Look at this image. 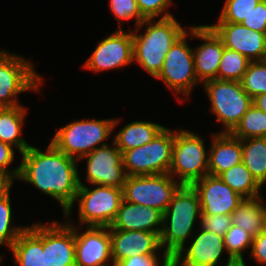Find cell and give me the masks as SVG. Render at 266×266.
I'll return each instance as SVG.
<instances>
[{
    "instance_id": "obj_1",
    "label": "cell",
    "mask_w": 266,
    "mask_h": 266,
    "mask_svg": "<svg viewBox=\"0 0 266 266\" xmlns=\"http://www.w3.org/2000/svg\"><path fill=\"white\" fill-rule=\"evenodd\" d=\"M18 179L54 198L69 218L79 189L78 160L58 150L51 142L42 152L30 146L21 154Z\"/></svg>"
},
{
    "instance_id": "obj_2",
    "label": "cell",
    "mask_w": 266,
    "mask_h": 266,
    "mask_svg": "<svg viewBox=\"0 0 266 266\" xmlns=\"http://www.w3.org/2000/svg\"><path fill=\"white\" fill-rule=\"evenodd\" d=\"M198 215V216H197ZM202 215L200 199L192 185H181L163 213L160 232L163 254L172 258L185 247L187 238L194 235L195 221Z\"/></svg>"
},
{
    "instance_id": "obj_3",
    "label": "cell",
    "mask_w": 266,
    "mask_h": 266,
    "mask_svg": "<svg viewBox=\"0 0 266 266\" xmlns=\"http://www.w3.org/2000/svg\"><path fill=\"white\" fill-rule=\"evenodd\" d=\"M154 20L146 19L132 31L133 61H136L153 78L162 69L166 53L186 32L174 16L159 18L156 22ZM145 24L148 26L145 27L144 34H139V29Z\"/></svg>"
},
{
    "instance_id": "obj_4",
    "label": "cell",
    "mask_w": 266,
    "mask_h": 266,
    "mask_svg": "<svg viewBox=\"0 0 266 266\" xmlns=\"http://www.w3.org/2000/svg\"><path fill=\"white\" fill-rule=\"evenodd\" d=\"M119 122L120 120L112 118L73 121L59 128L51 143L67 156L79 160L107 144L104 140L111 135Z\"/></svg>"
},
{
    "instance_id": "obj_5",
    "label": "cell",
    "mask_w": 266,
    "mask_h": 266,
    "mask_svg": "<svg viewBox=\"0 0 266 266\" xmlns=\"http://www.w3.org/2000/svg\"><path fill=\"white\" fill-rule=\"evenodd\" d=\"M175 130L164 128L143 146L122 154L127 176L168 174L172 162Z\"/></svg>"
},
{
    "instance_id": "obj_6",
    "label": "cell",
    "mask_w": 266,
    "mask_h": 266,
    "mask_svg": "<svg viewBox=\"0 0 266 266\" xmlns=\"http://www.w3.org/2000/svg\"><path fill=\"white\" fill-rule=\"evenodd\" d=\"M204 140L195 132L175 131L169 174L181 185H192L208 175V156ZM175 176V177H174Z\"/></svg>"
},
{
    "instance_id": "obj_7",
    "label": "cell",
    "mask_w": 266,
    "mask_h": 266,
    "mask_svg": "<svg viewBox=\"0 0 266 266\" xmlns=\"http://www.w3.org/2000/svg\"><path fill=\"white\" fill-rule=\"evenodd\" d=\"M211 103V111L224 131L231 133L253 104V99L243 89L241 82L213 79L203 83Z\"/></svg>"
},
{
    "instance_id": "obj_8",
    "label": "cell",
    "mask_w": 266,
    "mask_h": 266,
    "mask_svg": "<svg viewBox=\"0 0 266 266\" xmlns=\"http://www.w3.org/2000/svg\"><path fill=\"white\" fill-rule=\"evenodd\" d=\"M94 189L82 183L79 177V189L75 201L79 203V221L81 225L109 227L117 216L123 200V190L104 185Z\"/></svg>"
},
{
    "instance_id": "obj_9",
    "label": "cell",
    "mask_w": 266,
    "mask_h": 266,
    "mask_svg": "<svg viewBox=\"0 0 266 266\" xmlns=\"http://www.w3.org/2000/svg\"><path fill=\"white\" fill-rule=\"evenodd\" d=\"M41 84L32 62L0 50V108L21 105L16 96L27 90L37 92Z\"/></svg>"
},
{
    "instance_id": "obj_10",
    "label": "cell",
    "mask_w": 266,
    "mask_h": 266,
    "mask_svg": "<svg viewBox=\"0 0 266 266\" xmlns=\"http://www.w3.org/2000/svg\"><path fill=\"white\" fill-rule=\"evenodd\" d=\"M181 184L168 174L127 176L123 185V200L155 208L162 213Z\"/></svg>"
},
{
    "instance_id": "obj_11",
    "label": "cell",
    "mask_w": 266,
    "mask_h": 266,
    "mask_svg": "<svg viewBox=\"0 0 266 266\" xmlns=\"http://www.w3.org/2000/svg\"><path fill=\"white\" fill-rule=\"evenodd\" d=\"M186 31L166 53L162 69L155 77L162 80L176 94L190 95L198 81L195 73L193 49L187 42Z\"/></svg>"
},
{
    "instance_id": "obj_12",
    "label": "cell",
    "mask_w": 266,
    "mask_h": 266,
    "mask_svg": "<svg viewBox=\"0 0 266 266\" xmlns=\"http://www.w3.org/2000/svg\"><path fill=\"white\" fill-rule=\"evenodd\" d=\"M109 144L100 146L83 156L87 158L86 180L91 185H104L123 189L127 174L123 165L122 152L116 146Z\"/></svg>"
},
{
    "instance_id": "obj_13",
    "label": "cell",
    "mask_w": 266,
    "mask_h": 266,
    "mask_svg": "<svg viewBox=\"0 0 266 266\" xmlns=\"http://www.w3.org/2000/svg\"><path fill=\"white\" fill-rule=\"evenodd\" d=\"M119 25V30L100 41L83 67L93 72L124 68L133 61V35Z\"/></svg>"
},
{
    "instance_id": "obj_14",
    "label": "cell",
    "mask_w": 266,
    "mask_h": 266,
    "mask_svg": "<svg viewBox=\"0 0 266 266\" xmlns=\"http://www.w3.org/2000/svg\"><path fill=\"white\" fill-rule=\"evenodd\" d=\"M222 40L225 48L243 54L250 61L266 60V34L250 30L241 23L217 22L208 25Z\"/></svg>"
},
{
    "instance_id": "obj_15",
    "label": "cell",
    "mask_w": 266,
    "mask_h": 266,
    "mask_svg": "<svg viewBox=\"0 0 266 266\" xmlns=\"http://www.w3.org/2000/svg\"><path fill=\"white\" fill-rule=\"evenodd\" d=\"M192 186L198 193L202 215H231L244 199L219 176L205 175Z\"/></svg>"
},
{
    "instance_id": "obj_16",
    "label": "cell",
    "mask_w": 266,
    "mask_h": 266,
    "mask_svg": "<svg viewBox=\"0 0 266 266\" xmlns=\"http://www.w3.org/2000/svg\"><path fill=\"white\" fill-rule=\"evenodd\" d=\"M66 220L64 224L57 221L43 224L45 266H76L75 227L71 219Z\"/></svg>"
},
{
    "instance_id": "obj_17",
    "label": "cell",
    "mask_w": 266,
    "mask_h": 266,
    "mask_svg": "<svg viewBox=\"0 0 266 266\" xmlns=\"http://www.w3.org/2000/svg\"><path fill=\"white\" fill-rule=\"evenodd\" d=\"M79 229L75 227L76 266H110L107 264L112 261L109 227L87 226L83 233Z\"/></svg>"
},
{
    "instance_id": "obj_18",
    "label": "cell",
    "mask_w": 266,
    "mask_h": 266,
    "mask_svg": "<svg viewBox=\"0 0 266 266\" xmlns=\"http://www.w3.org/2000/svg\"><path fill=\"white\" fill-rule=\"evenodd\" d=\"M224 251V237L200 228L188 248L179 250L171 263L172 266H218Z\"/></svg>"
},
{
    "instance_id": "obj_19",
    "label": "cell",
    "mask_w": 266,
    "mask_h": 266,
    "mask_svg": "<svg viewBox=\"0 0 266 266\" xmlns=\"http://www.w3.org/2000/svg\"><path fill=\"white\" fill-rule=\"evenodd\" d=\"M190 39L195 37L205 42L193 50L195 73L198 81L217 79V72L220 66V60L224 51L222 40L208 25H197L189 28Z\"/></svg>"
},
{
    "instance_id": "obj_20",
    "label": "cell",
    "mask_w": 266,
    "mask_h": 266,
    "mask_svg": "<svg viewBox=\"0 0 266 266\" xmlns=\"http://www.w3.org/2000/svg\"><path fill=\"white\" fill-rule=\"evenodd\" d=\"M112 265L142 254H157L162 250L160 235L149 231L110 230Z\"/></svg>"
},
{
    "instance_id": "obj_21",
    "label": "cell",
    "mask_w": 266,
    "mask_h": 266,
    "mask_svg": "<svg viewBox=\"0 0 266 266\" xmlns=\"http://www.w3.org/2000/svg\"><path fill=\"white\" fill-rule=\"evenodd\" d=\"M163 213L155 208L122 200L109 230L149 231L160 235Z\"/></svg>"
},
{
    "instance_id": "obj_22",
    "label": "cell",
    "mask_w": 266,
    "mask_h": 266,
    "mask_svg": "<svg viewBox=\"0 0 266 266\" xmlns=\"http://www.w3.org/2000/svg\"><path fill=\"white\" fill-rule=\"evenodd\" d=\"M212 136L208 151V174L219 176L242 162V140L228 132L213 133Z\"/></svg>"
},
{
    "instance_id": "obj_23",
    "label": "cell",
    "mask_w": 266,
    "mask_h": 266,
    "mask_svg": "<svg viewBox=\"0 0 266 266\" xmlns=\"http://www.w3.org/2000/svg\"><path fill=\"white\" fill-rule=\"evenodd\" d=\"M15 257V265L45 266V251H43V224H33L19 234L10 247Z\"/></svg>"
},
{
    "instance_id": "obj_24",
    "label": "cell",
    "mask_w": 266,
    "mask_h": 266,
    "mask_svg": "<svg viewBox=\"0 0 266 266\" xmlns=\"http://www.w3.org/2000/svg\"><path fill=\"white\" fill-rule=\"evenodd\" d=\"M26 112L22 105L0 108V141L16 147L20 154L31 146L21 136Z\"/></svg>"
},
{
    "instance_id": "obj_25",
    "label": "cell",
    "mask_w": 266,
    "mask_h": 266,
    "mask_svg": "<svg viewBox=\"0 0 266 266\" xmlns=\"http://www.w3.org/2000/svg\"><path fill=\"white\" fill-rule=\"evenodd\" d=\"M265 213L266 206L262 197L244 198L231 214L232 224L254 237L265 232Z\"/></svg>"
},
{
    "instance_id": "obj_26",
    "label": "cell",
    "mask_w": 266,
    "mask_h": 266,
    "mask_svg": "<svg viewBox=\"0 0 266 266\" xmlns=\"http://www.w3.org/2000/svg\"><path fill=\"white\" fill-rule=\"evenodd\" d=\"M165 126L149 121H133L126 124L114 137L113 141L122 154L152 141Z\"/></svg>"
},
{
    "instance_id": "obj_27",
    "label": "cell",
    "mask_w": 266,
    "mask_h": 266,
    "mask_svg": "<svg viewBox=\"0 0 266 266\" xmlns=\"http://www.w3.org/2000/svg\"><path fill=\"white\" fill-rule=\"evenodd\" d=\"M220 179L243 198L261 197L259 183L241 162L219 175Z\"/></svg>"
},
{
    "instance_id": "obj_28",
    "label": "cell",
    "mask_w": 266,
    "mask_h": 266,
    "mask_svg": "<svg viewBox=\"0 0 266 266\" xmlns=\"http://www.w3.org/2000/svg\"><path fill=\"white\" fill-rule=\"evenodd\" d=\"M242 162L259 183L266 174V137L242 140Z\"/></svg>"
},
{
    "instance_id": "obj_29",
    "label": "cell",
    "mask_w": 266,
    "mask_h": 266,
    "mask_svg": "<svg viewBox=\"0 0 266 266\" xmlns=\"http://www.w3.org/2000/svg\"><path fill=\"white\" fill-rule=\"evenodd\" d=\"M231 133L241 140L266 137V113L252 104Z\"/></svg>"
},
{
    "instance_id": "obj_30",
    "label": "cell",
    "mask_w": 266,
    "mask_h": 266,
    "mask_svg": "<svg viewBox=\"0 0 266 266\" xmlns=\"http://www.w3.org/2000/svg\"><path fill=\"white\" fill-rule=\"evenodd\" d=\"M250 62L243 54L229 48H224L217 72V79L241 82Z\"/></svg>"
},
{
    "instance_id": "obj_31",
    "label": "cell",
    "mask_w": 266,
    "mask_h": 266,
    "mask_svg": "<svg viewBox=\"0 0 266 266\" xmlns=\"http://www.w3.org/2000/svg\"><path fill=\"white\" fill-rule=\"evenodd\" d=\"M253 236L242 229L232 224L231 228L224 235V246L228 254L227 264L233 260L243 261V252L251 248Z\"/></svg>"
},
{
    "instance_id": "obj_32",
    "label": "cell",
    "mask_w": 266,
    "mask_h": 266,
    "mask_svg": "<svg viewBox=\"0 0 266 266\" xmlns=\"http://www.w3.org/2000/svg\"><path fill=\"white\" fill-rule=\"evenodd\" d=\"M241 84L252 99L266 93V60L251 61Z\"/></svg>"
},
{
    "instance_id": "obj_33",
    "label": "cell",
    "mask_w": 266,
    "mask_h": 266,
    "mask_svg": "<svg viewBox=\"0 0 266 266\" xmlns=\"http://www.w3.org/2000/svg\"><path fill=\"white\" fill-rule=\"evenodd\" d=\"M12 209L10 204V192L0 199V246L5 244L9 247L13 245L19 234L26 228L25 226H15L12 223Z\"/></svg>"
},
{
    "instance_id": "obj_34",
    "label": "cell",
    "mask_w": 266,
    "mask_h": 266,
    "mask_svg": "<svg viewBox=\"0 0 266 266\" xmlns=\"http://www.w3.org/2000/svg\"><path fill=\"white\" fill-rule=\"evenodd\" d=\"M261 0H225L218 22L241 23Z\"/></svg>"
},
{
    "instance_id": "obj_35",
    "label": "cell",
    "mask_w": 266,
    "mask_h": 266,
    "mask_svg": "<svg viewBox=\"0 0 266 266\" xmlns=\"http://www.w3.org/2000/svg\"><path fill=\"white\" fill-rule=\"evenodd\" d=\"M109 7L118 23H122L121 20L135 18V27H137L146 20L141 15L136 0H110Z\"/></svg>"
},
{
    "instance_id": "obj_36",
    "label": "cell",
    "mask_w": 266,
    "mask_h": 266,
    "mask_svg": "<svg viewBox=\"0 0 266 266\" xmlns=\"http://www.w3.org/2000/svg\"><path fill=\"white\" fill-rule=\"evenodd\" d=\"M138 9L145 19H154L161 15V18L172 17L165 12L172 5V0H136Z\"/></svg>"
},
{
    "instance_id": "obj_37",
    "label": "cell",
    "mask_w": 266,
    "mask_h": 266,
    "mask_svg": "<svg viewBox=\"0 0 266 266\" xmlns=\"http://www.w3.org/2000/svg\"><path fill=\"white\" fill-rule=\"evenodd\" d=\"M199 223L200 228L224 237L232 226V216L225 214L201 215Z\"/></svg>"
},
{
    "instance_id": "obj_38",
    "label": "cell",
    "mask_w": 266,
    "mask_h": 266,
    "mask_svg": "<svg viewBox=\"0 0 266 266\" xmlns=\"http://www.w3.org/2000/svg\"><path fill=\"white\" fill-rule=\"evenodd\" d=\"M114 266H172V263L167 254L162 255L161 263L157 254H142L120 260Z\"/></svg>"
},
{
    "instance_id": "obj_39",
    "label": "cell",
    "mask_w": 266,
    "mask_h": 266,
    "mask_svg": "<svg viewBox=\"0 0 266 266\" xmlns=\"http://www.w3.org/2000/svg\"><path fill=\"white\" fill-rule=\"evenodd\" d=\"M241 24L250 30L266 34V0H261Z\"/></svg>"
},
{
    "instance_id": "obj_40",
    "label": "cell",
    "mask_w": 266,
    "mask_h": 266,
    "mask_svg": "<svg viewBox=\"0 0 266 266\" xmlns=\"http://www.w3.org/2000/svg\"><path fill=\"white\" fill-rule=\"evenodd\" d=\"M14 154V148L11 145L0 141V173L16 180L19 176L20 166L10 171L8 168V166L14 161Z\"/></svg>"
},
{
    "instance_id": "obj_41",
    "label": "cell",
    "mask_w": 266,
    "mask_h": 266,
    "mask_svg": "<svg viewBox=\"0 0 266 266\" xmlns=\"http://www.w3.org/2000/svg\"><path fill=\"white\" fill-rule=\"evenodd\" d=\"M250 255L261 265H266V231L253 237Z\"/></svg>"
},
{
    "instance_id": "obj_42",
    "label": "cell",
    "mask_w": 266,
    "mask_h": 266,
    "mask_svg": "<svg viewBox=\"0 0 266 266\" xmlns=\"http://www.w3.org/2000/svg\"><path fill=\"white\" fill-rule=\"evenodd\" d=\"M13 182L14 181L10 176L0 173V199L9 193Z\"/></svg>"
},
{
    "instance_id": "obj_43",
    "label": "cell",
    "mask_w": 266,
    "mask_h": 266,
    "mask_svg": "<svg viewBox=\"0 0 266 266\" xmlns=\"http://www.w3.org/2000/svg\"><path fill=\"white\" fill-rule=\"evenodd\" d=\"M253 104L266 113V93L259 94L253 98Z\"/></svg>"
},
{
    "instance_id": "obj_44",
    "label": "cell",
    "mask_w": 266,
    "mask_h": 266,
    "mask_svg": "<svg viewBox=\"0 0 266 266\" xmlns=\"http://www.w3.org/2000/svg\"><path fill=\"white\" fill-rule=\"evenodd\" d=\"M226 266H246V263L244 260L243 261L233 260L231 263L226 264Z\"/></svg>"
},
{
    "instance_id": "obj_45",
    "label": "cell",
    "mask_w": 266,
    "mask_h": 266,
    "mask_svg": "<svg viewBox=\"0 0 266 266\" xmlns=\"http://www.w3.org/2000/svg\"><path fill=\"white\" fill-rule=\"evenodd\" d=\"M266 183V174L265 176L263 177V179L259 182V190H261V187L263 186V184Z\"/></svg>"
},
{
    "instance_id": "obj_46",
    "label": "cell",
    "mask_w": 266,
    "mask_h": 266,
    "mask_svg": "<svg viewBox=\"0 0 266 266\" xmlns=\"http://www.w3.org/2000/svg\"><path fill=\"white\" fill-rule=\"evenodd\" d=\"M265 231H266V213H265Z\"/></svg>"
}]
</instances>
